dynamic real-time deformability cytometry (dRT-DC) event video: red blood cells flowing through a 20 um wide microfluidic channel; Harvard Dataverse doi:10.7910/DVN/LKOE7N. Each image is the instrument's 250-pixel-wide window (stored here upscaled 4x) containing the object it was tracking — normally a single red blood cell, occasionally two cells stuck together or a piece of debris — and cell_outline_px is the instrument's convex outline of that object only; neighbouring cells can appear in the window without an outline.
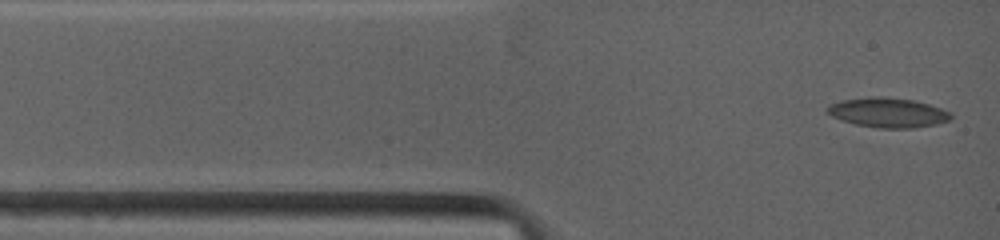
{"species": "common noctule bat (a hibernating species)", "species_latin": "Nyctalus noctula", "temperature_condition": "warm", "stored_images_in_passage": 11, "camera_frame_rate_fps": 4500, "um_per_image_px": 0.085, "animal": {"sex": "female", "body_mass_g": 19.0, "forearm_length_mm": 53.3}, "frame": {"image": 1, "passage_image": 1, "time_ms": 0.0, "image_size_px": [1000, 240], "cell_outline_px": [[952, 116], [948, 120], [936, 124], [912, 128], [880, 128], [856, 124], [840, 120], [824, 112], [828, 104], [840, 100], [868, 96], [880, 96], [912, 100], [928, 104], [940, 108], [948, 112]], "centroid_in_image_um": [75.38, 9.56], "position_along_channel_um": 9.6, "area_um2": 21.39}}